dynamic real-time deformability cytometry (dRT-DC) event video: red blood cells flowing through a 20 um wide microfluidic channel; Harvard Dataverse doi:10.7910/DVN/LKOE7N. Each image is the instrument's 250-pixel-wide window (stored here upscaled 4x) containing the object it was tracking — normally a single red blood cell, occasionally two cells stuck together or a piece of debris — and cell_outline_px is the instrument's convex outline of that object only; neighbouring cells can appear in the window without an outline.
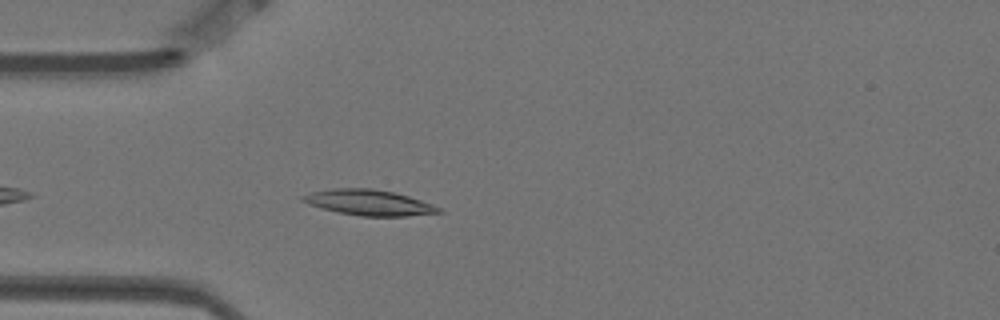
{"species": "Egyptian fruit bat (a non-hibernating species)", "species_latin": "Rousettus aegyptiacus", "temperature_condition": "warm", "stored_images_in_passage": 3, "camera_frame_rate_fps": 3000, "um_per_image_px": 0.085, "animal": {"sex": "female"}, "frame": {"image": 1, "passage_image": 3, "time_ms": 0.667, "image_size_px": [1000, 320], "cell_outline_px": [[444, 212], [404, 216], [360, 216], [336, 212], [320, 208], [308, 204], [300, 200], [300, 196], [312, 192], [332, 188], [372, 188], [392, 192], [408, 196], [432, 204], [440, 208]], "centroid_in_image_um": [31.31, 17.22], "position_along_channel_um": 53.7, "area_um2": 20.29}}